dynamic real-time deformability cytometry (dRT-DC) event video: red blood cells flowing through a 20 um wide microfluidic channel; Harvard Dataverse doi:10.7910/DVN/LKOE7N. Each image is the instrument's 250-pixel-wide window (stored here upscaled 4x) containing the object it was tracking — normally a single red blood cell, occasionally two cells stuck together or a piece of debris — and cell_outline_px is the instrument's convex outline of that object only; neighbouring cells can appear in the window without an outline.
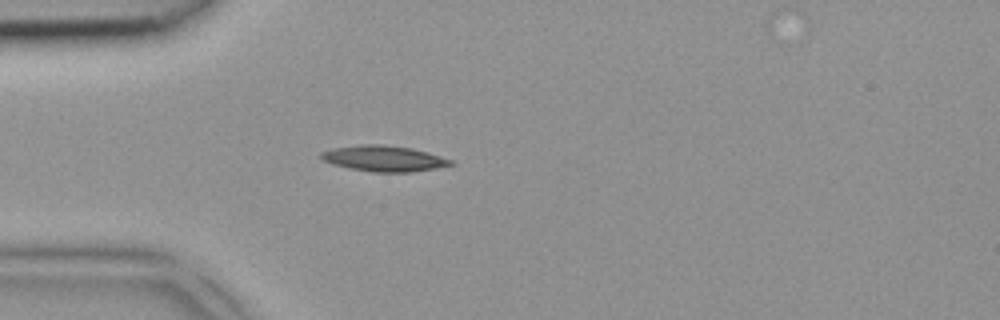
{"species": "common noctule bat (a hibernating species)", "species_latin": "Nyctalus noctula", "temperature_condition": "room temperature", "stored_images_in_passage": 3, "camera_frame_rate_fps": 3000, "um_per_image_px": 0.085, "animal": {"sex": "female", "body_mass_g": 18.4}, "frame": {"image": 1, "passage_image": 3, "time_ms": 0.667, "image_size_px": [1000, 320], "cell_outline_px": [[456, 164], [436, 168], [412, 172], [372, 172], [332, 164], [324, 160], [320, 156], [320, 152], [332, 148], [360, 144], [380, 144], [412, 148], [428, 152], [452, 160]], "centroid_in_image_um": [32.64, 13.47], "position_along_channel_um": 52.4, "area_um2": 19.48}}